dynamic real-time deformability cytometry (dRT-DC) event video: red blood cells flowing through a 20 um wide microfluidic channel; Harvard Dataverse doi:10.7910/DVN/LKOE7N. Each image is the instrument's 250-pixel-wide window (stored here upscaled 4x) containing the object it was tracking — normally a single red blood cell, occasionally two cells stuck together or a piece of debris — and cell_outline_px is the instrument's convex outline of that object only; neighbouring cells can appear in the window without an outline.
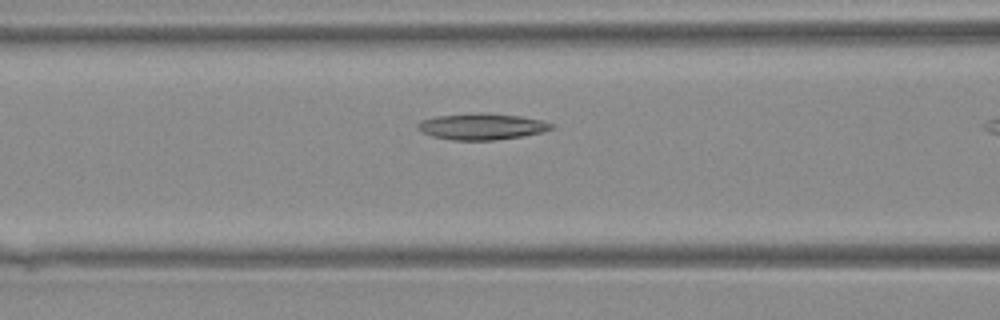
{"species": "Egyptian fruit bat (a non-hibernating species)", "species_latin": "Rousettus aegyptiacus", "temperature_condition": "warm", "stored_images_in_passage": 23, "camera_frame_rate_fps": 3000, "um_per_image_px": 0.085, "animal": {"sex": "female"}, "frame": {"image": 1, "passage_image": 6, "time_ms": 1.667, "image_size_px": [1000, 320], "cell_outline_px": [[556, 128], [540, 132], [520, 136], [496, 140], [452, 140], [432, 136], [416, 128], [416, 124], [420, 120], [436, 116], [476, 112], [484, 112], [520, 116], [540, 120], [556, 124]], "centroid_in_image_um": [40.94, 10.74], "position_along_channel_um": 125.7, "area_um2": 20.63}}
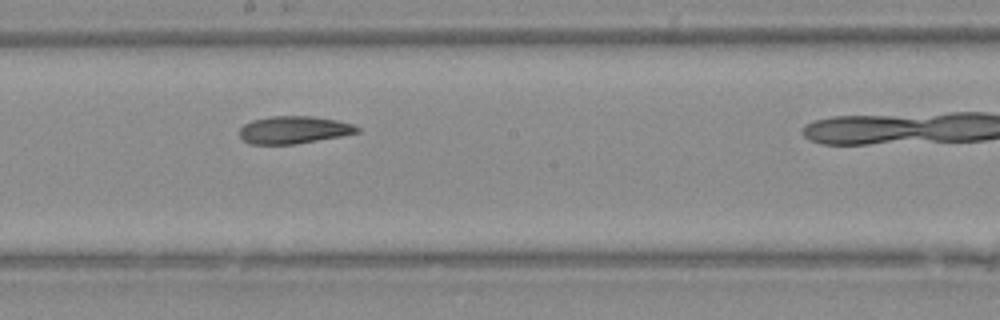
{"frame": {"image": 2, "passage_image": 12, "time_ms": 3.667, "image_size_px": [1000, 320], "cell_outline_px": [[360, 132], [340, 136], [296, 144], [252, 144], [244, 140], [240, 136], [240, 128], [244, 124], [252, 120], [272, 116], [316, 116], [336, 120], [352, 124], [360, 128]], "centroid_in_image_um": [24.98, 11.03], "position_along_channel_um": 223.2, "area_um2": 18.79}}
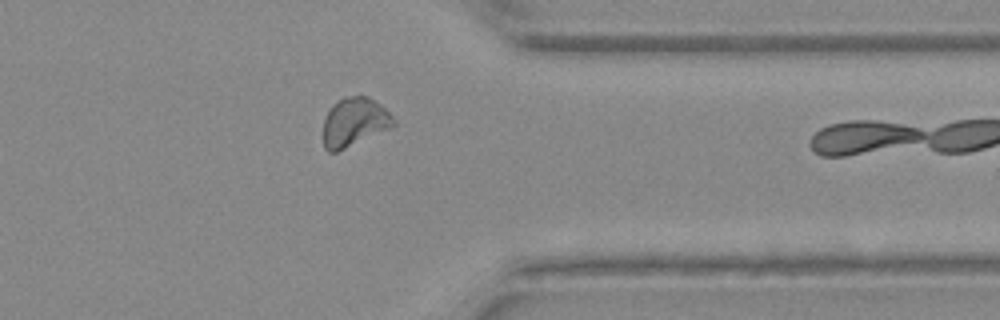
{"frame": {"image": 3, "passage_image": 22, "time_ms": 7.0, "image_size_px": [1000, 320], "cell_outline_px": [[396, 124], [392, 128], [336, 152], [328, 152], [324, 148], [324, 116], [332, 104], [336, 100], [344, 96], [368, 96], [380, 104], [396, 120]], "centroid_in_image_um": [30.12, 10.37], "position_along_channel_um": 381.3, "area_um2": 20.17}}